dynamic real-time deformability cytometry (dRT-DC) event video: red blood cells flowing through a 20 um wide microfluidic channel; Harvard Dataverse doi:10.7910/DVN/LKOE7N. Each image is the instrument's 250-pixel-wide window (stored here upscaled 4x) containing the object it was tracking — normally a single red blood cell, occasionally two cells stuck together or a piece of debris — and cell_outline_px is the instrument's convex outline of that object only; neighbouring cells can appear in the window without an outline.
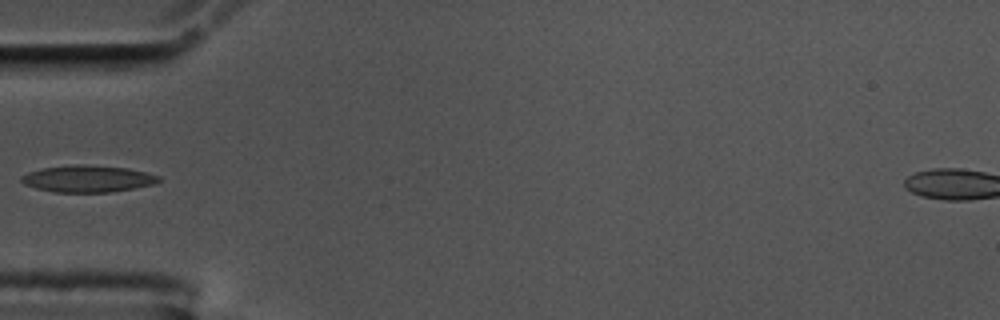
{"species": "common noctule bat (a hibernating species)", "species_latin": "Nyctalus noctula", "temperature_condition": "cold", "stored_images_in_passage": 37, "camera_frame_rate_fps": 3000, "um_per_image_px": 0.085, "animal": {"sex": "male", "body_mass_g": 17.5, "forearm_length_mm": 52.3}, "frame": {"image": 1, "passage_image": 1, "time_ms": 0.0, "image_size_px": [1000, 320], "cell_outline_px": [[160, 180], [156, 184], [136, 188], [112, 192], [56, 192], [36, 188], [24, 184], [20, 180], [20, 176], [28, 172], [40, 168], [76, 164], [84, 164], [128, 168], [160, 176]], "centroid_in_image_um": [7.46, 15.19], "position_along_channel_um": 77.5, "area_um2": 21.62}}